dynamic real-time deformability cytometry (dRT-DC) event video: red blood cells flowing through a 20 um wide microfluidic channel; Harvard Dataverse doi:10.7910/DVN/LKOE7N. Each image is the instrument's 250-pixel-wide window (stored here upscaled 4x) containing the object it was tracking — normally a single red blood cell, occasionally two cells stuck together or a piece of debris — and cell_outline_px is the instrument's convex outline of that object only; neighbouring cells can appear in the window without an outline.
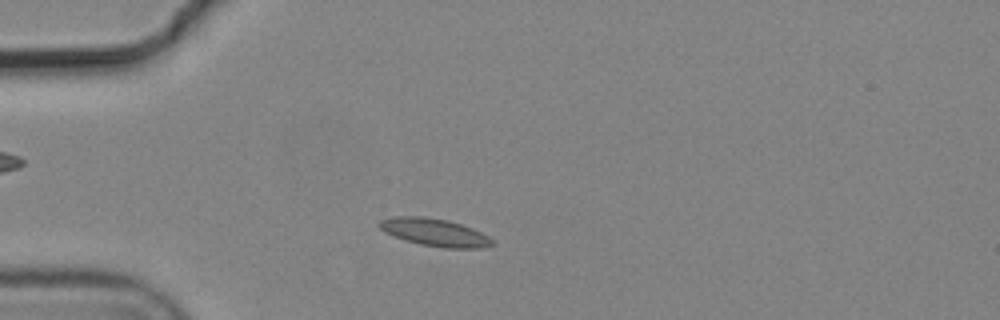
{"species": "common noctule bat (a hibernating species)", "species_latin": "Nyctalus noctula", "temperature_condition": "cold", "stored_images_in_passage": 6, "camera_frame_rate_fps": 3000, "um_per_image_px": 0.085, "animal": {"sex": "male", "body_mass_g": 19.2, "forearm_length_mm": 51.8}, "frame": {"image": 1, "passage_image": 1, "time_ms": 0.0, "image_size_px": [1000, 320], "cell_outline_px": [[496, 244], [484, 248], [444, 248], [420, 244], [404, 240], [384, 232], [376, 224], [380, 220], [396, 216], [424, 216], [448, 220], [472, 228], [488, 236]], "centroid_in_image_um": [36.94, 19.75], "position_along_channel_um": 48.1, "area_um2": 18.26}}
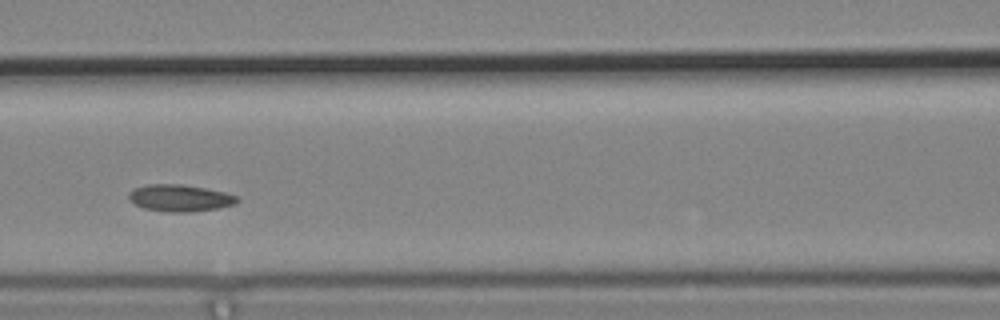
{"frame": {"image": 2, "passage_image": 4, "time_ms": 1.0, "image_size_px": [1000, 320], "cell_outline_px": [[240, 200], [236, 204], [216, 208], [192, 212], [168, 212], [144, 208], [128, 200], [128, 192], [136, 188], [148, 184], [180, 184], [204, 188], [224, 192], [236, 196]], "centroid_in_image_um": [15.28, 16.83], "position_along_channel_um": 151.3, "area_um2": 16.88}}
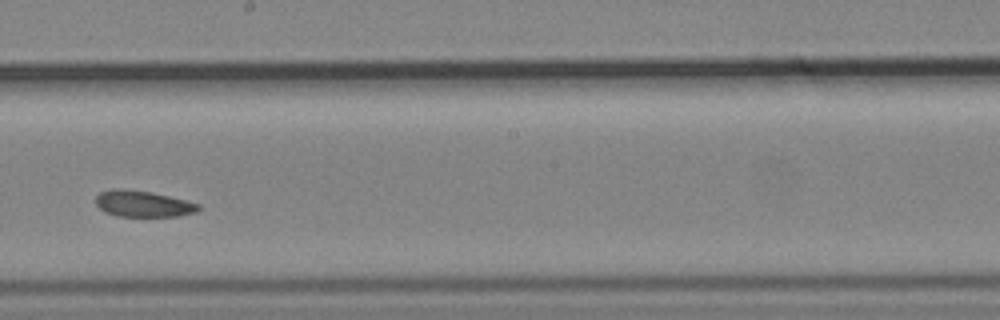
{"frame": {"image": 3, "passage_image": 6, "time_ms": 1.667, "image_size_px": [1000, 320], "cell_outline_px": [[200, 208], [196, 212], [176, 216], [116, 216], [104, 212], [96, 204], [96, 196], [100, 192], [112, 188], [124, 188], [152, 192], [200, 204]], "centroid_in_image_um": [12.11, 17.31], "position_along_channel_um": 236.1, "area_um2": 15.72}}